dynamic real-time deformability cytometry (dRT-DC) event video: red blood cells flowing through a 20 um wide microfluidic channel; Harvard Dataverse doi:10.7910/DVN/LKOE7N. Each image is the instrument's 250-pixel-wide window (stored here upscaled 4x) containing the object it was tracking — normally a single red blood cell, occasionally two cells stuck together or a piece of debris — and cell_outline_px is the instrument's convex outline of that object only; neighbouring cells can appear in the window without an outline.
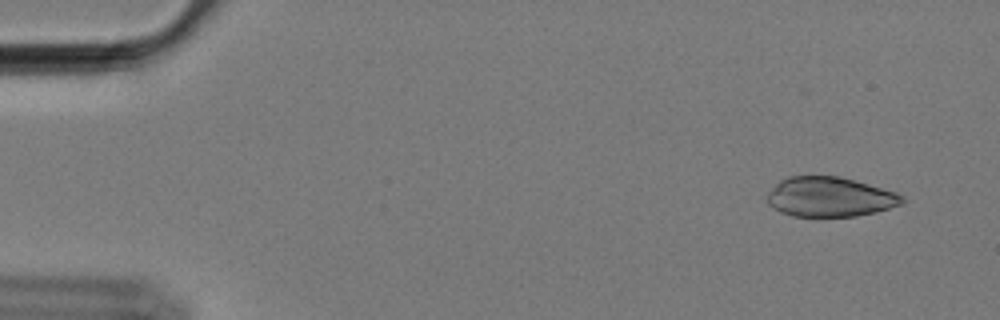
{"species": "Egyptian fruit bat (a non-hibernating species)", "species_latin": "Rousettus aegyptiacus", "temperature_condition": "cold", "stored_images_in_passage": 58, "camera_frame_rate_fps": 3000, "um_per_image_px": 0.085, "animal": {"sex": "female"}, "frame": {"image": 1, "passage_image": 4, "time_ms": 1.0, "image_size_px": [1000, 320], "cell_outline_px": [[904, 204], [876, 212], [856, 216], [792, 216], [780, 212], [768, 204], [768, 192], [780, 180], [788, 176], [840, 176], [896, 192], [904, 196]], "centroid_in_image_um": [70.55, 16.74], "position_along_channel_um": 14.5, "area_um2": 31.27}}
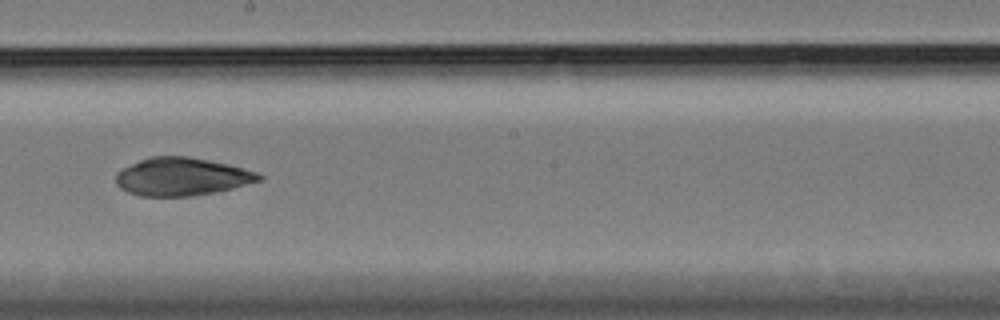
{"frame": {"image": 2, "passage_image": 33, "time_ms": 10.667, "image_size_px": [1000, 320], "cell_outline_px": [[264, 180], [232, 188], [192, 196], [140, 196], [128, 192], [120, 188], [116, 184], [116, 172], [140, 160], [152, 156], [188, 156], [228, 164], [256, 172], [264, 176]], "centroid_in_image_um": [15.46, 15.02], "position_along_channel_um": 232.7, "area_um2": 31.5}}
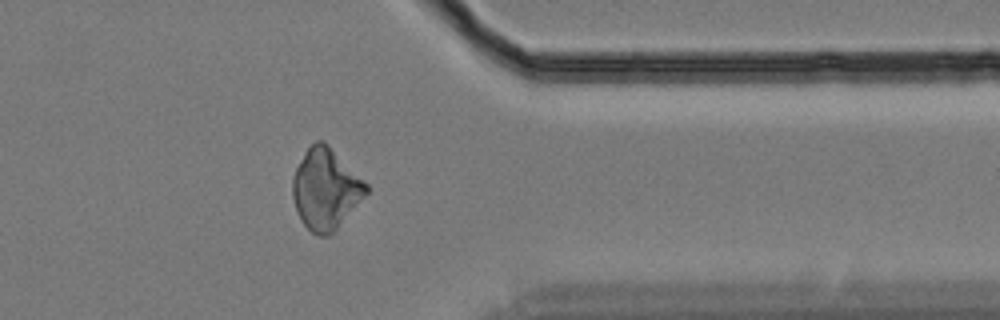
{"frame": {"image": 3, "passage_image": 47, "time_ms": 15.333, "image_size_px": [1000, 320], "cell_outline_px": [[368, 192], [336, 228], [328, 236], [320, 236], [312, 232], [300, 220], [296, 212], [292, 196], [292, 180], [296, 168], [304, 152], [316, 140], [324, 140], [368, 184]], "centroid_in_image_um": [27.65, 16.05], "position_along_channel_um": 383.7, "area_um2": 34.33}}